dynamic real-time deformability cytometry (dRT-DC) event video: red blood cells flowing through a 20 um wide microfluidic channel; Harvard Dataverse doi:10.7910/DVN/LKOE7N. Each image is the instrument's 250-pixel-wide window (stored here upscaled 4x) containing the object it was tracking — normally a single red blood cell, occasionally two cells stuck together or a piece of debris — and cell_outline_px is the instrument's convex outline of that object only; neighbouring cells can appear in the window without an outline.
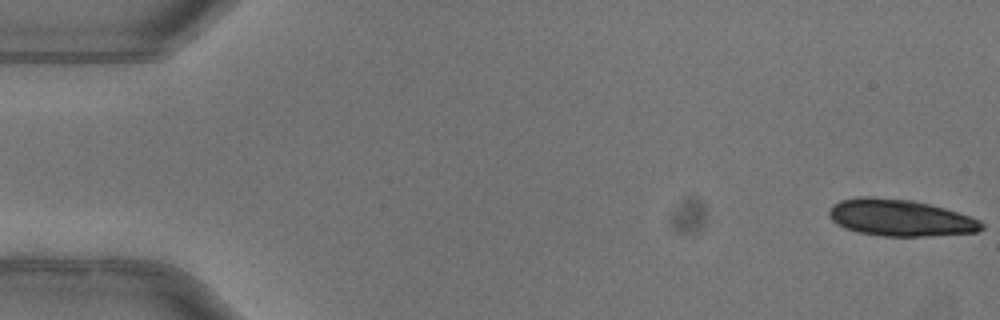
{"species": "common noctule bat (a hibernating species)", "species_latin": "Nyctalus noctula", "temperature_condition": "warm", "stored_images_in_passage": 5, "camera_frame_rate_fps": 3000, "um_per_image_px": 0.085, "animal": {"sex": "female"}, "frame": {"image": 1, "passage_image": 1, "time_ms": 0.0, "image_size_px": [1000, 320], "cell_outline_px": [[984, 228], [976, 232], [932, 236], [880, 236], [856, 232], [844, 228], [836, 224], [828, 216], [828, 208], [832, 204], [840, 200], [860, 196], [872, 196], [912, 200], [944, 208], [980, 220], [984, 224]], "centroid_in_image_um": [76.45, 18.51], "position_along_channel_um": 8.5, "area_um2": 32.95}}